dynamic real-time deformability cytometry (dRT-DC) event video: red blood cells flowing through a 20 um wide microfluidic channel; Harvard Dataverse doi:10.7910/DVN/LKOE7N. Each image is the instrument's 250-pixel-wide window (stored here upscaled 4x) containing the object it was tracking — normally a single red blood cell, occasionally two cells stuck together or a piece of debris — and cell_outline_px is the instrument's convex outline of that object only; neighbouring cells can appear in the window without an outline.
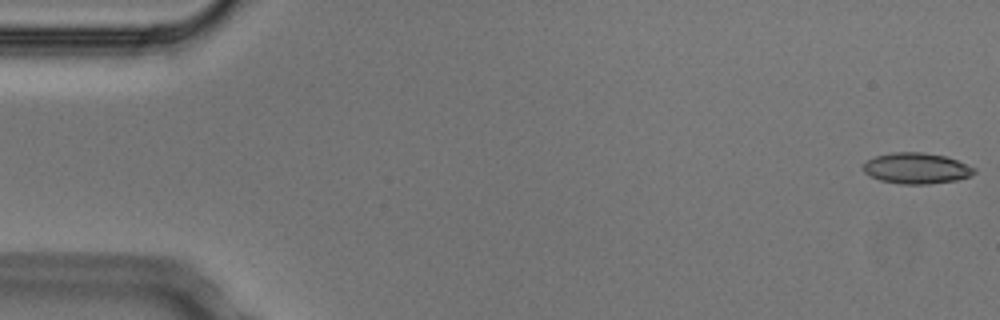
{"species": "Egyptian fruit bat (a non-hibernating species)", "species_latin": "Rousettus aegyptiacus", "temperature_condition": "cold", "stored_images_in_passage": 3, "camera_frame_rate_fps": 3000, "um_per_image_px": 0.085, "animal": {"sex": "male"}, "frame": {"image": 1, "passage_image": 1, "time_ms": 0.0, "image_size_px": [1000, 320], "cell_outline_px": [[976, 172], [972, 176], [956, 180], [928, 184], [904, 184], [880, 180], [864, 172], [864, 164], [868, 160], [876, 156], [892, 152], [920, 152], [944, 156], [956, 160], [976, 168]], "centroid_in_image_um": [77.93, 14.31], "position_along_channel_um": 7.1, "area_um2": 19.77}}